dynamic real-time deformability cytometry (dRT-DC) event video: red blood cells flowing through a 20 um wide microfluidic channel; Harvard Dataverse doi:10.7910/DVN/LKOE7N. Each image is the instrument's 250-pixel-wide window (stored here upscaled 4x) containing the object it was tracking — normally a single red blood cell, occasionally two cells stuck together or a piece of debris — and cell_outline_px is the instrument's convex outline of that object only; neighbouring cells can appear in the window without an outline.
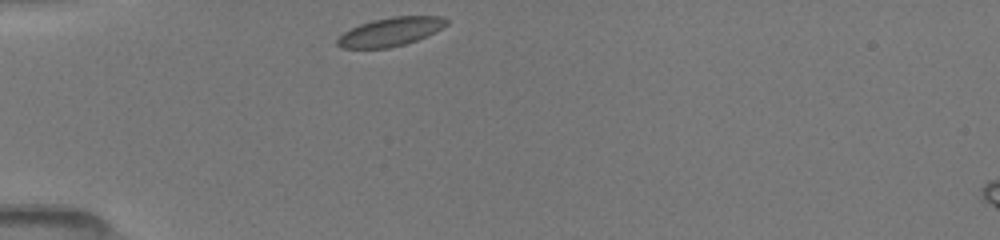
{"species": "common noctule bat (a hibernating species)", "species_latin": "Nyctalus noctula", "temperature_condition": "room temperature", "stored_images_in_passage": 32, "camera_frame_rate_fps": 3000, "um_per_image_px": 0.085, "animal": {"sex": "female", "body_mass_g": 19.5, "forearm_length_mm": 54.1}, "frame": {"image": 1, "passage_image": 1, "time_ms": 0.0, "image_size_px": [1000, 240], "cell_outline_px": [[448, 24], [416, 40], [404, 44], [388, 48], [340, 48], [336, 44], [336, 40], [344, 32], [360, 24], [372, 20], [392, 16], [444, 16], [448, 20]], "centroid_in_image_um": [33.16, 2.69], "position_along_channel_um": 51.8, "area_um2": 17.98}}
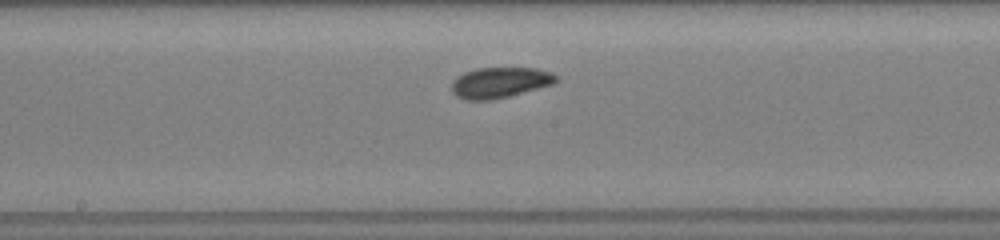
{"frame": {"image": 2, "passage_image": 14, "time_ms": 4.333, "image_size_px": [1000, 240], "cell_outline_px": [[560, 80], [552, 84], [508, 96], [492, 100], [464, 100], [456, 96], [452, 92], [452, 80], [464, 72], [476, 68], [536, 68], [552, 72], [560, 76]], "centroid_in_image_um": [42.5, 7.01], "position_along_channel_um": 205.7, "area_um2": 18.79}}
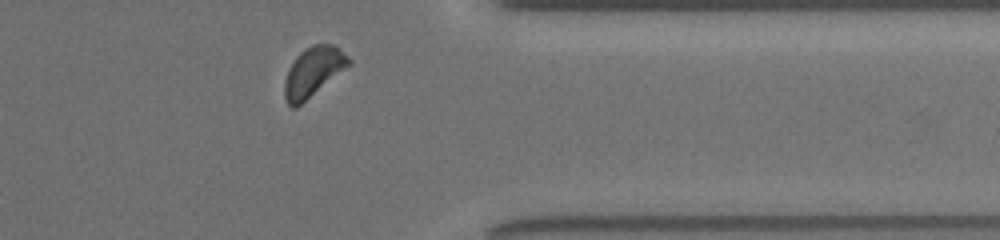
{"frame": {"image": 3, "passage_image": 28, "time_ms": 9.0, "image_size_px": [1000, 240], "cell_outline_px": [[352, 64], [296, 108], [292, 108], [288, 104], [284, 96], [284, 84], [288, 68], [296, 56], [304, 48], [312, 44], [336, 44], [352, 60]], "centroid_in_image_um": [26.64, 6.08], "position_along_channel_um": 384.8, "area_um2": 18.79}, "authors_computed_cell_mechanics": {"area_um2": 18.3804, "velocity_mm_per_s": 3.9904, "shape_relaxation_time_tau1_ms": 1.6668, "shape_relaxation_time_tau2_ms": 10.4528, "deformation_change_tau1": 0.0457, "deformation_change_tau2": 0.1183}}